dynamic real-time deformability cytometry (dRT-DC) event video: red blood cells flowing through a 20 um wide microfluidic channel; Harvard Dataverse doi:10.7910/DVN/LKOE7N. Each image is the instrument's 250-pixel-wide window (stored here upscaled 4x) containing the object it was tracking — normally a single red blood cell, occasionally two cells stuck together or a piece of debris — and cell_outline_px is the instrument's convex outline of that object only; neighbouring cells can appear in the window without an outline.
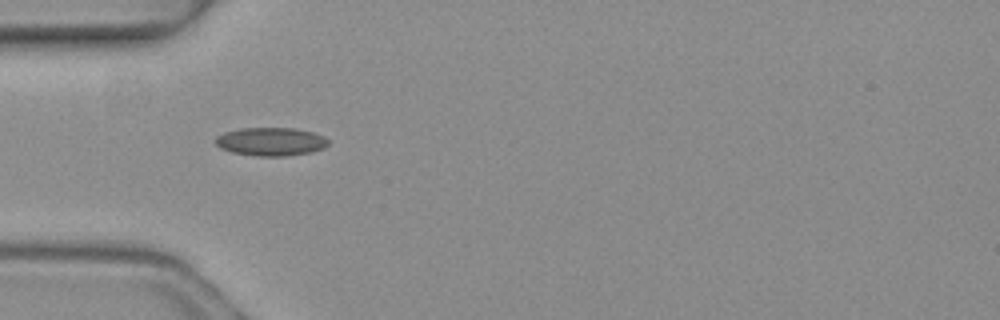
{"species": "common noctule bat (a hibernating species)", "species_latin": "Nyctalus noctula", "temperature_condition": "warm", "stored_images_in_passage": 4, "camera_frame_rate_fps": 3000, "um_per_image_px": 0.085, "animal": {"sex": "female", "body_mass_g": 19.3, "forearm_length_mm": 54.1}, "frame": {"image": 1, "passage_image": 1, "time_ms": 0.0, "image_size_px": [1000, 320], "cell_outline_px": [[328, 144], [324, 148], [312, 152], [284, 156], [256, 156], [232, 152], [220, 148], [212, 140], [216, 136], [224, 132], [240, 128], [296, 128], [312, 132], [324, 136], [328, 140]], "centroid_in_image_um": [22.99, 12.03], "position_along_channel_um": 62.0, "area_um2": 18.79}}
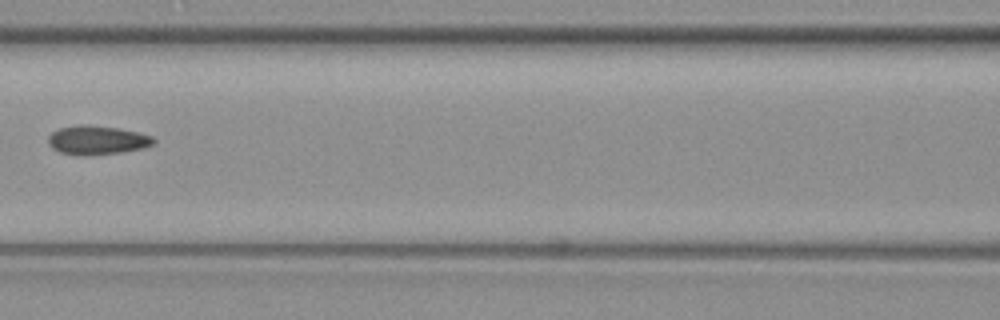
{"frame": {"image": 2, "passage_image": 3, "time_ms": 0.667, "image_size_px": [1000, 320], "cell_outline_px": [[156, 140], [152, 144], [144, 148], [120, 152], [84, 156], [80, 156], [60, 152], [52, 148], [48, 144], [48, 136], [52, 132], [60, 128], [80, 124], [88, 124], [116, 128], [140, 132], [152, 136]], "centroid_in_image_um": [8.24, 11.91], "position_along_channel_um": 158.4, "area_um2": 17.86}}
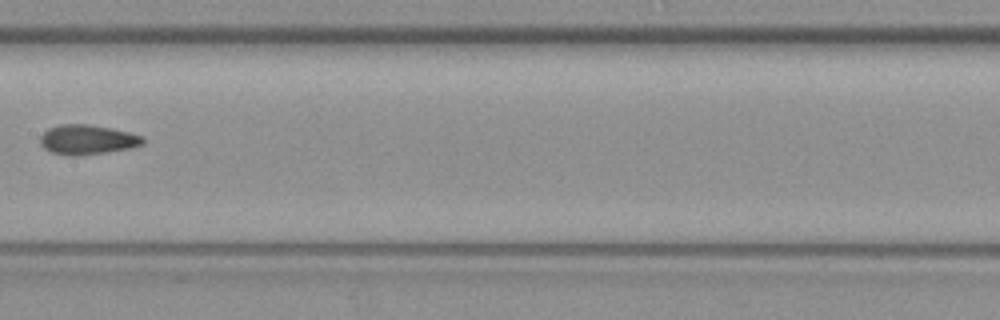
{"frame": {"image": 3, "passage_image": 4, "time_ms": 1.0, "image_size_px": [1000, 320], "cell_outline_px": [[144, 144], [128, 148], [104, 152], [76, 156], [68, 156], [52, 152], [44, 148], [40, 144], [40, 136], [48, 128], [60, 124], [88, 124], [128, 132], [144, 136]], "centroid_in_image_um": [7.39, 11.87], "position_along_channel_um": 200.0, "area_um2": 17.63}}